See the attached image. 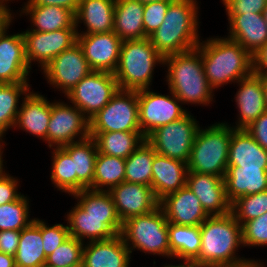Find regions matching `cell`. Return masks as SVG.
I'll return each mask as SVG.
<instances>
[{
  "label": "cell",
  "mask_w": 267,
  "mask_h": 267,
  "mask_svg": "<svg viewBox=\"0 0 267 267\" xmlns=\"http://www.w3.org/2000/svg\"><path fill=\"white\" fill-rule=\"evenodd\" d=\"M201 248L192 261L199 267H246L258 260L239 257L238 248L244 247L242 227L230 212L209 216L200 224Z\"/></svg>",
  "instance_id": "obj_1"
},
{
  "label": "cell",
  "mask_w": 267,
  "mask_h": 267,
  "mask_svg": "<svg viewBox=\"0 0 267 267\" xmlns=\"http://www.w3.org/2000/svg\"><path fill=\"white\" fill-rule=\"evenodd\" d=\"M197 48L201 52L204 74L213 90L237 83L253 73L252 55L226 36L207 38L200 41Z\"/></svg>",
  "instance_id": "obj_2"
},
{
  "label": "cell",
  "mask_w": 267,
  "mask_h": 267,
  "mask_svg": "<svg viewBox=\"0 0 267 267\" xmlns=\"http://www.w3.org/2000/svg\"><path fill=\"white\" fill-rule=\"evenodd\" d=\"M196 0H173L164 21L148 38L163 56L183 53L196 48L199 37V7Z\"/></svg>",
  "instance_id": "obj_3"
},
{
  "label": "cell",
  "mask_w": 267,
  "mask_h": 267,
  "mask_svg": "<svg viewBox=\"0 0 267 267\" xmlns=\"http://www.w3.org/2000/svg\"><path fill=\"white\" fill-rule=\"evenodd\" d=\"M166 65L168 90L182 104H202V106L212 104L215 91L204 74L201 52L197 47L164 57L162 66Z\"/></svg>",
  "instance_id": "obj_4"
},
{
  "label": "cell",
  "mask_w": 267,
  "mask_h": 267,
  "mask_svg": "<svg viewBox=\"0 0 267 267\" xmlns=\"http://www.w3.org/2000/svg\"><path fill=\"white\" fill-rule=\"evenodd\" d=\"M163 59L149 38L122 41L118 66L114 72L119 89L139 91L151 88L154 67L163 65Z\"/></svg>",
  "instance_id": "obj_5"
},
{
  "label": "cell",
  "mask_w": 267,
  "mask_h": 267,
  "mask_svg": "<svg viewBox=\"0 0 267 267\" xmlns=\"http://www.w3.org/2000/svg\"><path fill=\"white\" fill-rule=\"evenodd\" d=\"M230 125L224 121L205 129L199 127L187 163L188 171L224 178L233 129Z\"/></svg>",
  "instance_id": "obj_6"
},
{
  "label": "cell",
  "mask_w": 267,
  "mask_h": 267,
  "mask_svg": "<svg viewBox=\"0 0 267 267\" xmlns=\"http://www.w3.org/2000/svg\"><path fill=\"white\" fill-rule=\"evenodd\" d=\"M121 235L131 251L161 255L172 259L168 221L160 206L150 213L134 216L123 222Z\"/></svg>",
  "instance_id": "obj_7"
},
{
  "label": "cell",
  "mask_w": 267,
  "mask_h": 267,
  "mask_svg": "<svg viewBox=\"0 0 267 267\" xmlns=\"http://www.w3.org/2000/svg\"><path fill=\"white\" fill-rule=\"evenodd\" d=\"M141 132L137 91L121 90L92 118L89 133Z\"/></svg>",
  "instance_id": "obj_8"
},
{
  "label": "cell",
  "mask_w": 267,
  "mask_h": 267,
  "mask_svg": "<svg viewBox=\"0 0 267 267\" xmlns=\"http://www.w3.org/2000/svg\"><path fill=\"white\" fill-rule=\"evenodd\" d=\"M189 111L181 119L151 132L145 139L157 154L188 163L191 148L199 129V121Z\"/></svg>",
  "instance_id": "obj_9"
},
{
  "label": "cell",
  "mask_w": 267,
  "mask_h": 267,
  "mask_svg": "<svg viewBox=\"0 0 267 267\" xmlns=\"http://www.w3.org/2000/svg\"><path fill=\"white\" fill-rule=\"evenodd\" d=\"M119 90L114 73L92 71L65 97L88 118L99 112Z\"/></svg>",
  "instance_id": "obj_10"
},
{
  "label": "cell",
  "mask_w": 267,
  "mask_h": 267,
  "mask_svg": "<svg viewBox=\"0 0 267 267\" xmlns=\"http://www.w3.org/2000/svg\"><path fill=\"white\" fill-rule=\"evenodd\" d=\"M169 92L170 95H163L150 88L137 91L139 125L145 138L157 128L179 120L188 113L182 107V102Z\"/></svg>",
  "instance_id": "obj_11"
},
{
  "label": "cell",
  "mask_w": 267,
  "mask_h": 267,
  "mask_svg": "<svg viewBox=\"0 0 267 267\" xmlns=\"http://www.w3.org/2000/svg\"><path fill=\"white\" fill-rule=\"evenodd\" d=\"M89 136V119L81 110L64 101L51 103V117L47 129L49 148L62 147Z\"/></svg>",
  "instance_id": "obj_12"
},
{
  "label": "cell",
  "mask_w": 267,
  "mask_h": 267,
  "mask_svg": "<svg viewBox=\"0 0 267 267\" xmlns=\"http://www.w3.org/2000/svg\"><path fill=\"white\" fill-rule=\"evenodd\" d=\"M42 72L47 83L62 91L65 96L92 70L76 42L53 58Z\"/></svg>",
  "instance_id": "obj_13"
},
{
  "label": "cell",
  "mask_w": 267,
  "mask_h": 267,
  "mask_svg": "<svg viewBox=\"0 0 267 267\" xmlns=\"http://www.w3.org/2000/svg\"><path fill=\"white\" fill-rule=\"evenodd\" d=\"M25 41L26 60L31 67L35 61L43 70L62 51L77 42L76 28H65L50 32L22 31Z\"/></svg>",
  "instance_id": "obj_14"
},
{
  "label": "cell",
  "mask_w": 267,
  "mask_h": 267,
  "mask_svg": "<svg viewBox=\"0 0 267 267\" xmlns=\"http://www.w3.org/2000/svg\"><path fill=\"white\" fill-rule=\"evenodd\" d=\"M77 42L92 71L114 73L122 40L114 33L77 34Z\"/></svg>",
  "instance_id": "obj_15"
},
{
  "label": "cell",
  "mask_w": 267,
  "mask_h": 267,
  "mask_svg": "<svg viewBox=\"0 0 267 267\" xmlns=\"http://www.w3.org/2000/svg\"><path fill=\"white\" fill-rule=\"evenodd\" d=\"M9 27L0 34V84L29 83L32 68L26 60L23 34L8 35Z\"/></svg>",
  "instance_id": "obj_16"
},
{
  "label": "cell",
  "mask_w": 267,
  "mask_h": 267,
  "mask_svg": "<svg viewBox=\"0 0 267 267\" xmlns=\"http://www.w3.org/2000/svg\"><path fill=\"white\" fill-rule=\"evenodd\" d=\"M121 222L152 212L159 206L152 187L123 181L108 191Z\"/></svg>",
  "instance_id": "obj_17"
},
{
  "label": "cell",
  "mask_w": 267,
  "mask_h": 267,
  "mask_svg": "<svg viewBox=\"0 0 267 267\" xmlns=\"http://www.w3.org/2000/svg\"><path fill=\"white\" fill-rule=\"evenodd\" d=\"M186 185L197 196L208 216L227 215L231 212L224 178L188 171Z\"/></svg>",
  "instance_id": "obj_18"
},
{
  "label": "cell",
  "mask_w": 267,
  "mask_h": 267,
  "mask_svg": "<svg viewBox=\"0 0 267 267\" xmlns=\"http://www.w3.org/2000/svg\"><path fill=\"white\" fill-rule=\"evenodd\" d=\"M66 221L70 236L81 242L86 240H107L121 234L122 225L120 218H95L78 204L67 213Z\"/></svg>",
  "instance_id": "obj_19"
},
{
  "label": "cell",
  "mask_w": 267,
  "mask_h": 267,
  "mask_svg": "<svg viewBox=\"0 0 267 267\" xmlns=\"http://www.w3.org/2000/svg\"><path fill=\"white\" fill-rule=\"evenodd\" d=\"M159 206L172 224L197 226L209 217L187 185L162 198Z\"/></svg>",
  "instance_id": "obj_20"
},
{
  "label": "cell",
  "mask_w": 267,
  "mask_h": 267,
  "mask_svg": "<svg viewBox=\"0 0 267 267\" xmlns=\"http://www.w3.org/2000/svg\"><path fill=\"white\" fill-rule=\"evenodd\" d=\"M131 251L121 234L107 240L87 241L82 267H130Z\"/></svg>",
  "instance_id": "obj_21"
},
{
  "label": "cell",
  "mask_w": 267,
  "mask_h": 267,
  "mask_svg": "<svg viewBox=\"0 0 267 267\" xmlns=\"http://www.w3.org/2000/svg\"><path fill=\"white\" fill-rule=\"evenodd\" d=\"M239 89L235 95L236 108L239 111L235 129H245L254 122L267 108L265 105L262 79L252 73L237 82Z\"/></svg>",
  "instance_id": "obj_22"
},
{
  "label": "cell",
  "mask_w": 267,
  "mask_h": 267,
  "mask_svg": "<svg viewBox=\"0 0 267 267\" xmlns=\"http://www.w3.org/2000/svg\"><path fill=\"white\" fill-rule=\"evenodd\" d=\"M22 99L14 129L40 137L47 143V129L51 117V102L38 92L30 91Z\"/></svg>",
  "instance_id": "obj_23"
},
{
  "label": "cell",
  "mask_w": 267,
  "mask_h": 267,
  "mask_svg": "<svg viewBox=\"0 0 267 267\" xmlns=\"http://www.w3.org/2000/svg\"><path fill=\"white\" fill-rule=\"evenodd\" d=\"M230 38L238 42L251 55L267 42V23L262 13H244L228 17Z\"/></svg>",
  "instance_id": "obj_24"
},
{
  "label": "cell",
  "mask_w": 267,
  "mask_h": 267,
  "mask_svg": "<svg viewBox=\"0 0 267 267\" xmlns=\"http://www.w3.org/2000/svg\"><path fill=\"white\" fill-rule=\"evenodd\" d=\"M187 174V163L156 153L152 163L151 187L157 200L186 186Z\"/></svg>",
  "instance_id": "obj_25"
},
{
  "label": "cell",
  "mask_w": 267,
  "mask_h": 267,
  "mask_svg": "<svg viewBox=\"0 0 267 267\" xmlns=\"http://www.w3.org/2000/svg\"><path fill=\"white\" fill-rule=\"evenodd\" d=\"M115 2L116 0H80V5L75 13L77 34L113 31ZM81 22L84 23L86 32L78 30Z\"/></svg>",
  "instance_id": "obj_26"
},
{
  "label": "cell",
  "mask_w": 267,
  "mask_h": 267,
  "mask_svg": "<svg viewBox=\"0 0 267 267\" xmlns=\"http://www.w3.org/2000/svg\"><path fill=\"white\" fill-rule=\"evenodd\" d=\"M228 166L267 169V150L262 148L245 129H232Z\"/></svg>",
  "instance_id": "obj_27"
},
{
  "label": "cell",
  "mask_w": 267,
  "mask_h": 267,
  "mask_svg": "<svg viewBox=\"0 0 267 267\" xmlns=\"http://www.w3.org/2000/svg\"><path fill=\"white\" fill-rule=\"evenodd\" d=\"M224 182L227 199L232 203L241 196L267 190V169L228 166Z\"/></svg>",
  "instance_id": "obj_28"
},
{
  "label": "cell",
  "mask_w": 267,
  "mask_h": 267,
  "mask_svg": "<svg viewBox=\"0 0 267 267\" xmlns=\"http://www.w3.org/2000/svg\"><path fill=\"white\" fill-rule=\"evenodd\" d=\"M144 4L137 0H116L114 33L122 40L147 38L143 25Z\"/></svg>",
  "instance_id": "obj_29"
},
{
  "label": "cell",
  "mask_w": 267,
  "mask_h": 267,
  "mask_svg": "<svg viewBox=\"0 0 267 267\" xmlns=\"http://www.w3.org/2000/svg\"><path fill=\"white\" fill-rule=\"evenodd\" d=\"M62 148L74 160V173L77 174V192L84 189L93 190V178L98 149L93 137L72 142Z\"/></svg>",
  "instance_id": "obj_30"
},
{
  "label": "cell",
  "mask_w": 267,
  "mask_h": 267,
  "mask_svg": "<svg viewBox=\"0 0 267 267\" xmlns=\"http://www.w3.org/2000/svg\"><path fill=\"white\" fill-rule=\"evenodd\" d=\"M29 15L34 28L27 30L50 32L65 28H76L75 15L68 9L55 5H24L19 15Z\"/></svg>",
  "instance_id": "obj_31"
},
{
  "label": "cell",
  "mask_w": 267,
  "mask_h": 267,
  "mask_svg": "<svg viewBox=\"0 0 267 267\" xmlns=\"http://www.w3.org/2000/svg\"><path fill=\"white\" fill-rule=\"evenodd\" d=\"M14 259L16 267H44L47 257L43 249L42 220L39 218L21 230Z\"/></svg>",
  "instance_id": "obj_32"
},
{
  "label": "cell",
  "mask_w": 267,
  "mask_h": 267,
  "mask_svg": "<svg viewBox=\"0 0 267 267\" xmlns=\"http://www.w3.org/2000/svg\"><path fill=\"white\" fill-rule=\"evenodd\" d=\"M168 237L172 259L174 257L183 262H192L199 255L200 225L184 226L168 222Z\"/></svg>",
  "instance_id": "obj_33"
},
{
  "label": "cell",
  "mask_w": 267,
  "mask_h": 267,
  "mask_svg": "<svg viewBox=\"0 0 267 267\" xmlns=\"http://www.w3.org/2000/svg\"><path fill=\"white\" fill-rule=\"evenodd\" d=\"M94 138L98 153L128 158L145 140L142 132L90 133Z\"/></svg>",
  "instance_id": "obj_34"
},
{
  "label": "cell",
  "mask_w": 267,
  "mask_h": 267,
  "mask_svg": "<svg viewBox=\"0 0 267 267\" xmlns=\"http://www.w3.org/2000/svg\"><path fill=\"white\" fill-rule=\"evenodd\" d=\"M30 86L29 83L0 84V141H3L6 131L14 128L20 108L19 98L28 95Z\"/></svg>",
  "instance_id": "obj_35"
},
{
  "label": "cell",
  "mask_w": 267,
  "mask_h": 267,
  "mask_svg": "<svg viewBox=\"0 0 267 267\" xmlns=\"http://www.w3.org/2000/svg\"><path fill=\"white\" fill-rule=\"evenodd\" d=\"M156 151L146 141L125 159L124 181L130 183H140L151 187L152 163Z\"/></svg>",
  "instance_id": "obj_36"
},
{
  "label": "cell",
  "mask_w": 267,
  "mask_h": 267,
  "mask_svg": "<svg viewBox=\"0 0 267 267\" xmlns=\"http://www.w3.org/2000/svg\"><path fill=\"white\" fill-rule=\"evenodd\" d=\"M124 178L125 159L98 153L95 162L93 190L109 191L122 183Z\"/></svg>",
  "instance_id": "obj_37"
},
{
  "label": "cell",
  "mask_w": 267,
  "mask_h": 267,
  "mask_svg": "<svg viewBox=\"0 0 267 267\" xmlns=\"http://www.w3.org/2000/svg\"><path fill=\"white\" fill-rule=\"evenodd\" d=\"M52 164L50 179L57 190L62 193L77 192V174L74 173V160L62 147H52Z\"/></svg>",
  "instance_id": "obj_38"
},
{
  "label": "cell",
  "mask_w": 267,
  "mask_h": 267,
  "mask_svg": "<svg viewBox=\"0 0 267 267\" xmlns=\"http://www.w3.org/2000/svg\"><path fill=\"white\" fill-rule=\"evenodd\" d=\"M70 196L77 199V204L80 205L90 217L119 218L116 206L108 191L84 189Z\"/></svg>",
  "instance_id": "obj_39"
},
{
  "label": "cell",
  "mask_w": 267,
  "mask_h": 267,
  "mask_svg": "<svg viewBox=\"0 0 267 267\" xmlns=\"http://www.w3.org/2000/svg\"><path fill=\"white\" fill-rule=\"evenodd\" d=\"M29 199L24 194L13 202L0 205V231L22 230L35 218H30Z\"/></svg>",
  "instance_id": "obj_40"
},
{
  "label": "cell",
  "mask_w": 267,
  "mask_h": 267,
  "mask_svg": "<svg viewBox=\"0 0 267 267\" xmlns=\"http://www.w3.org/2000/svg\"><path fill=\"white\" fill-rule=\"evenodd\" d=\"M265 212H267V190L241 196L231 203V213L240 225L258 218Z\"/></svg>",
  "instance_id": "obj_41"
},
{
  "label": "cell",
  "mask_w": 267,
  "mask_h": 267,
  "mask_svg": "<svg viewBox=\"0 0 267 267\" xmlns=\"http://www.w3.org/2000/svg\"><path fill=\"white\" fill-rule=\"evenodd\" d=\"M84 244L70 236L47 256L44 267H82Z\"/></svg>",
  "instance_id": "obj_42"
},
{
  "label": "cell",
  "mask_w": 267,
  "mask_h": 267,
  "mask_svg": "<svg viewBox=\"0 0 267 267\" xmlns=\"http://www.w3.org/2000/svg\"><path fill=\"white\" fill-rule=\"evenodd\" d=\"M243 246L262 247L267 245V212L242 225Z\"/></svg>",
  "instance_id": "obj_43"
},
{
  "label": "cell",
  "mask_w": 267,
  "mask_h": 267,
  "mask_svg": "<svg viewBox=\"0 0 267 267\" xmlns=\"http://www.w3.org/2000/svg\"><path fill=\"white\" fill-rule=\"evenodd\" d=\"M173 0H163L144 4L143 25L148 38L164 21L169 4Z\"/></svg>",
  "instance_id": "obj_44"
},
{
  "label": "cell",
  "mask_w": 267,
  "mask_h": 267,
  "mask_svg": "<svg viewBox=\"0 0 267 267\" xmlns=\"http://www.w3.org/2000/svg\"><path fill=\"white\" fill-rule=\"evenodd\" d=\"M70 237L68 225L61 223L52 226L42 220V241L46 257Z\"/></svg>",
  "instance_id": "obj_45"
},
{
  "label": "cell",
  "mask_w": 267,
  "mask_h": 267,
  "mask_svg": "<svg viewBox=\"0 0 267 267\" xmlns=\"http://www.w3.org/2000/svg\"><path fill=\"white\" fill-rule=\"evenodd\" d=\"M225 6L226 15H239L244 13H263L267 0H221Z\"/></svg>",
  "instance_id": "obj_46"
},
{
  "label": "cell",
  "mask_w": 267,
  "mask_h": 267,
  "mask_svg": "<svg viewBox=\"0 0 267 267\" xmlns=\"http://www.w3.org/2000/svg\"><path fill=\"white\" fill-rule=\"evenodd\" d=\"M17 177L7 174L0 180V205L13 202L19 199L23 194L18 192L20 181Z\"/></svg>",
  "instance_id": "obj_47"
},
{
  "label": "cell",
  "mask_w": 267,
  "mask_h": 267,
  "mask_svg": "<svg viewBox=\"0 0 267 267\" xmlns=\"http://www.w3.org/2000/svg\"><path fill=\"white\" fill-rule=\"evenodd\" d=\"M245 130L265 150H267V110L252 122Z\"/></svg>",
  "instance_id": "obj_48"
},
{
  "label": "cell",
  "mask_w": 267,
  "mask_h": 267,
  "mask_svg": "<svg viewBox=\"0 0 267 267\" xmlns=\"http://www.w3.org/2000/svg\"><path fill=\"white\" fill-rule=\"evenodd\" d=\"M21 230L0 231V252L15 256L20 240Z\"/></svg>",
  "instance_id": "obj_49"
},
{
  "label": "cell",
  "mask_w": 267,
  "mask_h": 267,
  "mask_svg": "<svg viewBox=\"0 0 267 267\" xmlns=\"http://www.w3.org/2000/svg\"><path fill=\"white\" fill-rule=\"evenodd\" d=\"M253 73L259 76L267 75V42L252 55Z\"/></svg>",
  "instance_id": "obj_50"
},
{
  "label": "cell",
  "mask_w": 267,
  "mask_h": 267,
  "mask_svg": "<svg viewBox=\"0 0 267 267\" xmlns=\"http://www.w3.org/2000/svg\"><path fill=\"white\" fill-rule=\"evenodd\" d=\"M24 5H55L66 8L75 15L80 5V0H28Z\"/></svg>",
  "instance_id": "obj_51"
},
{
  "label": "cell",
  "mask_w": 267,
  "mask_h": 267,
  "mask_svg": "<svg viewBox=\"0 0 267 267\" xmlns=\"http://www.w3.org/2000/svg\"><path fill=\"white\" fill-rule=\"evenodd\" d=\"M10 5H4L0 4V34L3 32V30L11 25L13 22L14 16L11 12V9L9 7Z\"/></svg>",
  "instance_id": "obj_52"
},
{
  "label": "cell",
  "mask_w": 267,
  "mask_h": 267,
  "mask_svg": "<svg viewBox=\"0 0 267 267\" xmlns=\"http://www.w3.org/2000/svg\"><path fill=\"white\" fill-rule=\"evenodd\" d=\"M0 267H16L14 256L0 252Z\"/></svg>",
  "instance_id": "obj_53"
},
{
  "label": "cell",
  "mask_w": 267,
  "mask_h": 267,
  "mask_svg": "<svg viewBox=\"0 0 267 267\" xmlns=\"http://www.w3.org/2000/svg\"><path fill=\"white\" fill-rule=\"evenodd\" d=\"M5 141H0V180L6 176L8 173H6L5 169L3 168L4 167V164H3V149H4V144Z\"/></svg>",
  "instance_id": "obj_54"
},
{
  "label": "cell",
  "mask_w": 267,
  "mask_h": 267,
  "mask_svg": "<svg viewBox=\"0 0 267 267\" xmlns=\"http://www.w3.org/2000/svg\"><path fill=\"white\" fill-rule=\"evenodd\" d=\"M163 267H199L197 265H195L193 262H183V263H179V265L175 264V265H172V264H169V265H164Z\"/></svg>",
  "instance_id": "obj_55"
},
{
  "label": "cell",
  "mask_w": 267,
  "mask_h": 267,
  "mask_svg": "<svg viewBox=\"0 0 267 267\" xmlns=\"http://www.w3.org/2000/svg\"><path fill=\"white\" fill-rule=\"evenodd\" d=\"M262 79V86L264 89V98H265V105L267 108V75L260 76Z\"/></svg>",
  "instance_id": "obj_56"
},
{
  "label": "cell",
  "mask_w": 267,
  "mask_h": 267,
  "mask_svg": "<svg viewBox=\"0 0 267 267\" xmlns=\"http://www.w3.org/2000/svg\"><path fill=\"white\" fill-rule=\"evenodd\" d=\"M264 262H260V260H259V262H254V263H252V264H250L249 266H246V267H265L264 265L265 264H263Z\"/></svg>",
  "instance_id": "obj_57"
},
{
  "label": "cell",
  "mask_w": 267,
  "mask_h": 267,
  "mask_svg": "<svg viewBox=\"0 0 267 267\" xmlns=\"http://www.w3.org/2000/svg\"><path fill=\"white\" fill-rule=\"evenodd\" d=\"M140 1L143 4L150 3V2H158V1H163V0H137Z\"/></svg>",
  "instance_id": "obj_58"
},
{
  "label": "cell",
  "mask_w": 267,
  "mask_h": 267,
  "mask_svg": "<svg viewBox=\"0 0 267 267\" xmlns=\"http://www.w3.org/2000/svg\"><path fill=\"white\" fill-rule=\"evenodd\" d=\"M262 14H263V17H264V19H265V21H266V23H267V5H266V7L264 8Z\"/></svg>",
  "instance_id": "obj_59"
},
{
  "label": "cell",
  "mask_w": 267,
  "mask_h": 267,
  "mask_svg": "<svg viewBox=\"0 0 267 267\" xmlns=\"http://www.w3.org/2000/svg\"><path fill=\"white\" fill-rule=\"evenodd\" d=\"M9 1L11 2V0H0V4L8 5Z\"/></svg>",
  "instance_id": "obj_60"
}]
</instances>
